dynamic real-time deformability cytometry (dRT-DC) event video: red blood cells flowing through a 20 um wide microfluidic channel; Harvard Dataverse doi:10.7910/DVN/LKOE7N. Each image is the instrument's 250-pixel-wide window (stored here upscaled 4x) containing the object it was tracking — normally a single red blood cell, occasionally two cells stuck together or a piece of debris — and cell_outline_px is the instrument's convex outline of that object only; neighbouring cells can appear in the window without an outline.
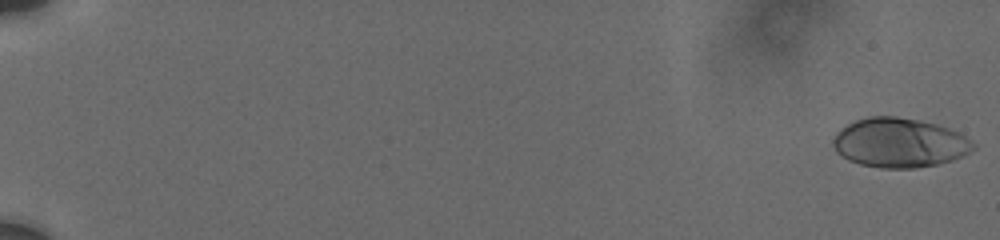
{"species": "human", "species_latin": "Homo sapiens", "temperature_condition": "cold", "stored_images_in_passage": 18, "camera_frame_rate_fps": 3000, "um_per_image_px": 0.085, "donor": {"sex": "male"}, "frame": {"image": 1, "passage_image": 1, "time_ms": 0.0, "image_size_px": [1000, 240], "cell_outline_px": [[976, 148], [964, 156], [952, 160], [936, 164], [912, 168], [880, 168], [860, 164], [848, 160], [840, 156], [836, 152], [832, 144], [832, 140], [836, 132], [840, 128], [856, 120], [868, 116], [896, 116], [920, 120], [936, 124], [948, 128], [964, 136], [976, 144]], "centroid_in_image_um": [76.43, 12.13], "position_along_channel_um": 8.6, "area_um2": 40.52}}